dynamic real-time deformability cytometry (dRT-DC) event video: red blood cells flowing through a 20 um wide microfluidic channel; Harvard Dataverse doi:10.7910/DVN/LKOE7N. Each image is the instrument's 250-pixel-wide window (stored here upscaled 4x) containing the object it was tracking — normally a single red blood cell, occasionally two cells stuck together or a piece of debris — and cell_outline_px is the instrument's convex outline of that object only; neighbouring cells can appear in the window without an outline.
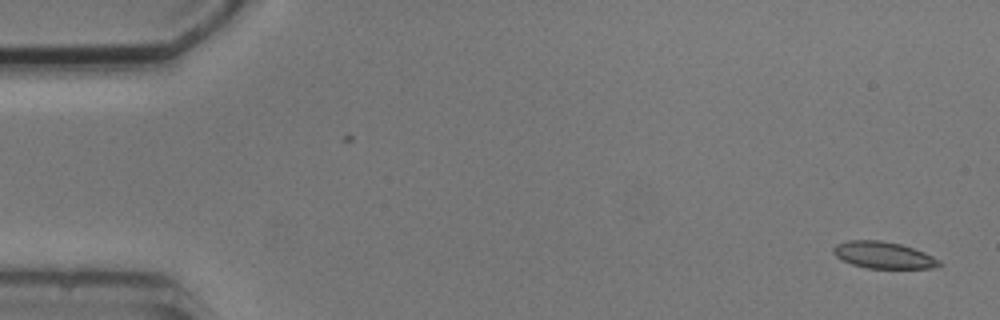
{"species": "common noctule bat (a hibernating species)", "species_latin": "Nyctalus noctula", "temperature_condition": "cold", "stored_images_in_passage": 13, "camera_frame_rate_fps": 3000, "um_per_image_px": 0.085, "animal": {"sex": "male", "body_mass_g": 20.5, "forearm_length_mm": 52.5}, "frame": {"image": 1, "passage_image": 1, "time_ms": 0.0, "image_size_px": [1000, 320], "cell_outline_px": [[944, 264], [936, 268], [868, 268], [852, 264], [836, 256], [832, 252], [832, 248], [836, 244], [848, 240], [880, 240], [900, 244], [924, 252], [940, 260]], "centroid_in_image_um": [75.11, 21.68], "position_along_channel_um": 9.9, "area_um2": 16.47}}
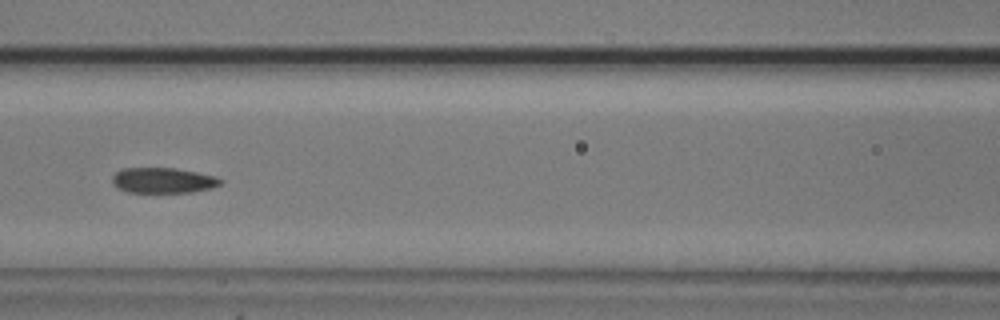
{"frame": {"image": 2, "passage_image": 6, "time_ms": 7.333, "image_size_px": [1000, 320], "cell_outline_px": [[224, 180], [220, 184], [212, 188], [192, 192], [128, 192], [112, 184], [112, 176], [116, 172], [124, 168], [176, 168], [216, 176]], "centroid_in_image_um": [13.88, 15.33], "position_along_channel_um": 152.7, "area_um2": 16.01}}
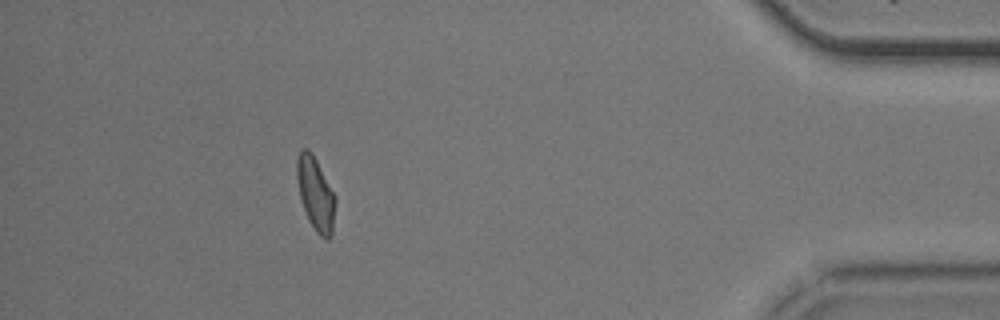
{"frame": {"image": 3, "passage_image": 13, "time_ms": 15.667, "image_size_px": [1000, 320], "cell_outline_px": [[336, 200], [332, 236], [328, 240], [324, 240], [316, 232], [308, 220], [300, 200], [296, 180], [296, 160], [300, 148], [308, 148], [312, 152], [336, 196]], "centroid_in_image_um": [26.81, 16.48], "position_along_channel_um": 408.4, "area_um2": 16.94}, "authors_computed_cell_mechanics": {"area_um2": 16.5308, "velocity_mm_per_s": 3.7203, "shape_relaxation_time_tau1_ms": null, "shape_relaxation_time_tau2_ms": 3.502, "deformation_change_tau1": null, "deformation_change_tau2": 0.0862}}